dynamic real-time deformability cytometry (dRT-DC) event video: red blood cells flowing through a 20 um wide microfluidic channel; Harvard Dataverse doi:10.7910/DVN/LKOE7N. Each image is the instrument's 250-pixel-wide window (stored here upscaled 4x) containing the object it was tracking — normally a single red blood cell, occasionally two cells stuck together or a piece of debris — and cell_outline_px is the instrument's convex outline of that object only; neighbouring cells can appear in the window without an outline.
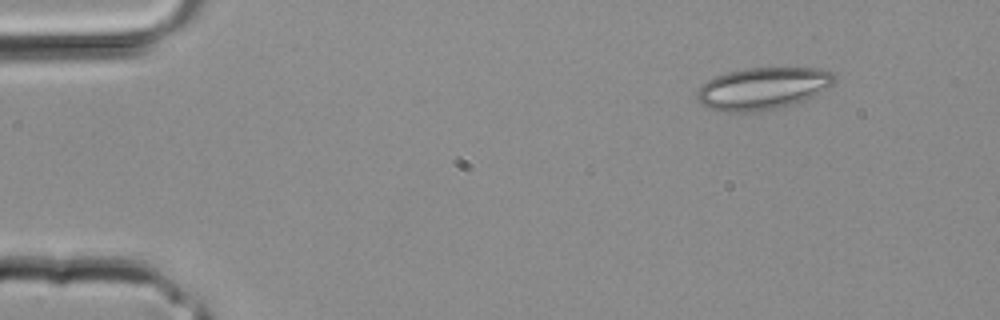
{"species": "common noctule bat (a hibernating species)", "species_latin": "Nyctalus noctula", "temperature_condition": "room temperature", "stored_images_in_passage": 3, "camera_frame_rate_fps": 3000, "um_per_image_px": 0.085, "animal": {"sex": "male", "body_mass_g": 20.4}, "frame": {"image": 1, "passage_image": 3, "time_ms": 0.667, "image_size_px": [1000, 320], "cell_outline_px": [[836, 80], [832, 84], [812, 96], [804, 100], [784, 108], [760, 112], [724, 112], [708, 108], [700, 104], [696, 100], [696, 92], [708, 80], [716, 76], [728, 72], [748, 68], [816, 68], [832, 72], [836, 76]], "centroid_in_image_um": [64.81, 7.54], "position_along_channel_um": 20.2, "area_um2": 33.93}}